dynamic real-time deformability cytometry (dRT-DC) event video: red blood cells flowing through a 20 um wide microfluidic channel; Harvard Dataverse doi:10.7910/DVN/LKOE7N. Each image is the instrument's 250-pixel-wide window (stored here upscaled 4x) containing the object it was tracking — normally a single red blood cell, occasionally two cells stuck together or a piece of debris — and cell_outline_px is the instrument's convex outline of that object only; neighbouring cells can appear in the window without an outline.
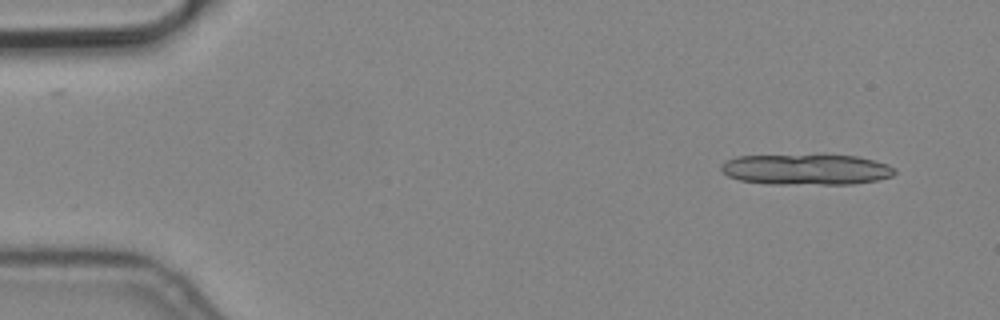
{"species": "common noctule bat (a hibernating species)", "species_latin": "Nyctalus noctula", "temperature_condition": "cold", "stored_images_in_passage": 2, "camera_frame_rate_fps": 3000, "um_per_image_px": 0.085, "animal": {"sex": "male", "body_mass_g": 19.2, "forearm_length_mm": 51.8}, "frame": {"image": 1, "passage_image": 2, "time_ms": 0.333, "image_size_px": [1000, 320], "cell_outline_px": [[896, 172], [892, 176], [876, 180], [852, 184], [768, 184], [740, 180], [728, 176], [720, 168], [720, 164], [736, 156], [824, 152], [856, 156], [888, 164], [896, 168]], "centroid_in_image_um": [68.53, 14.35], "position_along_channel_um": 16.5, "area_um2": 32.43}}